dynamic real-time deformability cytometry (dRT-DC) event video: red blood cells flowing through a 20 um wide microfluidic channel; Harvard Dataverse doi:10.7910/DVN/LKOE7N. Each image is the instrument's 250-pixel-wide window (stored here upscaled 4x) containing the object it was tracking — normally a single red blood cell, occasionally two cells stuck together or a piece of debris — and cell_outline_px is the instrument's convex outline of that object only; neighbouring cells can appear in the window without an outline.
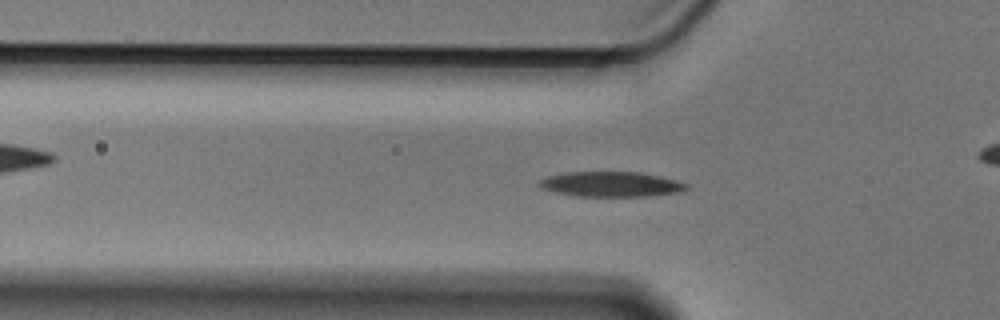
{"species": "Egyptian fruit bat (a non-hibernating species)", "species_latin": "Rousettus aegyptiacus", "temperature_condition": "cold", "stored_images_in_passage": 57, "camera_frame_rate_fps": 3000, "um_per_image_px": 0.085, "animal": {"sex": "male"}, "frame": {"image": 1, "passage_image": 18, "time_ms": 5.667, "image_size_px": [1000, 320], "cell_outline_px": [[688, 188], [680, 192], [648, 196], [576, 196], [556, 192], [540, 188], [540, 180], [548, 176], [568, 172], [640, 172], [660, 176], [676, 180], [688, 184]], "centroid_in_image_um": [51.97, 15.66], "position_along_channel_um": 73.8, "area_um2": 21.39}}
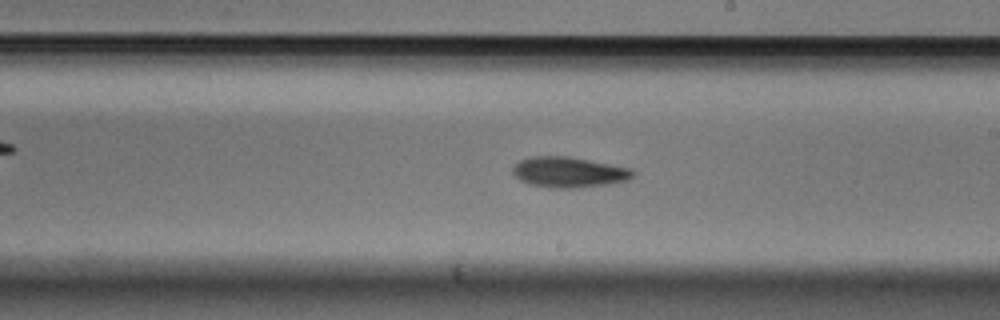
{"frame": {"image": 2, "passage_image": 32, "time_ms": 10.333, "image_size_px": [1000, 320], "cell_outline_px": [[636, 172], [628, 180], [608, 184], [576, 188], [548, 188], [532, 184], [520, 180], [512, 172], [512, 168], [520, 160], [532, 156], [568, 156], [632, 168]], "centroid_in_image_um": [48.37, 14.63], "position_along_channel_um": 240.6, "area_um2": 21.39}}
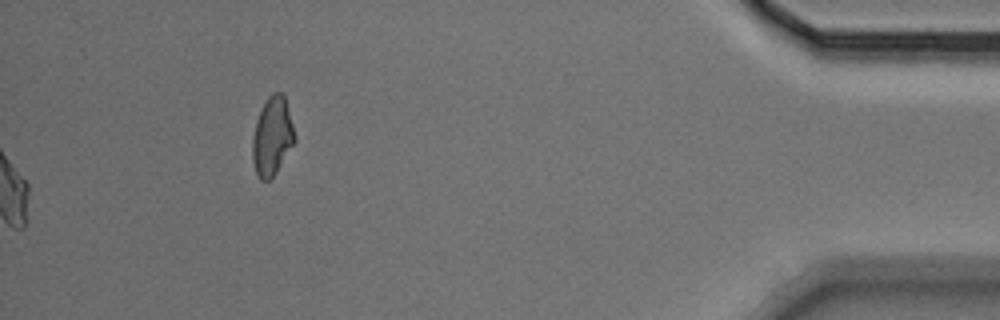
{"frame": {"image": 3, "passage_image": 57, "time_ms": 18.667, "image_size_px": [1000, 320], "cell_outline_px": [[296, 140], [276, 172], [268, 180], [260, 180], [256, 172], [252, 160], [252, 140], [256, 120], [268, 96], [272, 92], [280, 92], [284, 96], [296, 136]], "centroid_in_image_um": [23.13, 11.59], "position_along_channel_um": 412.1, "area_um2": 19.07}, "authors_computed_cell_mechanics": {"area_um2": 19.941, "velocity_mm_per_s": 3.5569, "shape_relaxation_time_tau1_ms": 3.6321, "shape_relaxation_time_tau2_ms": null, "deformation_change_tau1": 0.1278, "deformation_change_tau2": null}}